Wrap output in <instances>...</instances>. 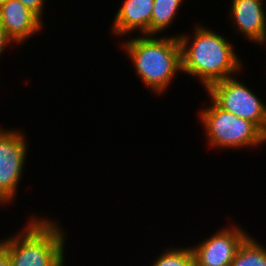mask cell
I'll list each match as a JSON object with an SVG mask.
<instances>
[{"label":"cell","instance_id":"cell-1","mask_svg":"<svg viewBox=\"0 0 266 266\" xmlns=\"http://www.w3.org/2000/svg\"><path fill=\"white\" fill-rule=\"evenodd\" d=\"M192 34L173 35L178 36L181 46L182 73L197 78L205 90L215 82L245 71L232 40H228L230 37L203 23L195 24Z\"/></svg>","mask_w":266,"mask_h":266},{"label":"cell","instance_id":"cell-2","mask_svg":"<svg viewBox=\"0 0 266 266\" xmlns=\"http://www.w3.org/2000/svg\"><path fill=\"white\" fill-rule=\"evenodd\" d=\"M124 38L121 51L129 57L135 76L158 97L182 72L181 46L175 35H133ZM136 36V37H135ZM161 36V37H160ZM163 93V94H162Z\"/></svg>","mask_w":266,"mask_h":266},{"label":"cell","instance_id":"cell-3","mask_svg":"<svg viewBox=\"0 0 266 266\" xmlns=\"http://www.w3.org/2000/svg\"><path fill=\"white\" fill-rule=\"evenodd\" d=\"M39 216H29L18 232L0 239L12 266H65L67 231L59 220Z\"/></svg>","mask_w":266,"mask_h":266},{"label":"cell","instance_id":"cell-4","mask_svg":"<svg viewBox=\"0 0 266 266\" xmlns=\"http://www.w3.org/2000/svg\"><path fill=\"white\" fill-rule=\"evenodd\" d=\"M198 112L206 142L212 149H255L266 143V134L253 122L219 108L211 99Z\"/></svg>","mask_w":266,"mask_h":266},{"label":"cell","instance_id":"cell-5","mask_svg":"<svg viewBox=\"0 0 266 266\" xmlns=\"http://www.w3.org/2000/svg\"><path fill=\"white\" fill-rule=\"evenodd\" d=\"M206 92L219 108L255 123L266 134V102L237 76L213 83Z\"/></svg>","mask_w":266,"mask_h":266},{"label":"cell","instance_id":"cell-6","mask_svg":"<svg viewBox=\"0 0 266 266\" xmlns=\"http://www.w3.org/2000/svg\"><path fill=\"white\" fill-rule=\"evenodd\" d=\"M17 128L0 127V204H13L25 172L28 137Z\"/></svg>","mask_w":266,"mask_h":266},{"label":"cell","instance_id":"cell-7","mask_svg":"<svg viewBox=\"0 0 266 266\" xmlns=\"http://www.w3.org/2000/svg\"><path fill=\"white\" fill-rule=\"evenodd\" d=\"M250 234L240 225L218 229L197 245H192L195 266H230L238 248Z\"/></svg>","mask_w":266,"mask_h":266},{"label":"cell","instance_id":"cell-8","mask_svg":"<svg viewBox=\"0 0 266 266\" xmlns=\"http://www.w3.org/2000/svg\"><path fill=\"white\" fill-rule=\"evenodd\" d=\"M231 24L236 33L244 36L256 46L266 47V6L265 0H230Z\"/></svg>","mask_w":266,"mask_h":266},{"label":"cell","instance_id":"cell-9","mask_svg":"<svg viewBox=\"0 0 266 266\" xmlns=\"http://www.w3.org/2000/svg\"><path fill=\"white\" fill-rule=\"evenodd\" d=\"M0 23L16 46L39 35L44 27V23L19 0H6L0 6Z\"/></svg>","mask_w":266,"mask_h":266},{"label":"cell","instance_id":"cell-10","mask_svg":"<svg viewBox=\"0 0 266 266\" xmlns=\"http://www.w3.org/2000/svg\"><path fill=\"white\" fill-rule=\"evenodd\" d=\"M114 15L110 33L124 39L136 31L139 35H151V16L154 0H123ZM123 37V38H122Z\"/></svg>","mask_w":266,"mask_h":266},{"label":"cell","instance_id":"cell-11","mask_svg":"<svg viewBox=\"0 0 266 266\" xmlns=\"http://www.w3.org/2000/svg\"><path fill=\"white\" fill-rule=\"evenodd\" d=\"M185 0H154L151 16V35H162L171 28ZM165 30V31H164Z\"/></svg>","mask_w":266,"mask_h":266},{"label":"cell","instance_id":"cell-12","mask_svg":"<svg viewBox=\"0 0 266 266\" xmlns=\"http://www.w3.org/2000/svg\"><path fill=\"white\" fill-rule=\"evenodd\" d=\"M230 266H266V246L250 234L238 248Z\"/></svg>","mask_w":266,"mask_h":266},{"label":"cell","instance_id":"cell-13","mask_svg":"<svg viewBox=\"0 0 266 266\" xmlns=\"http://www.w3.org/2000/svg\"><path fill=\"white\" fill-rule=\"evenodd\" d=\"M150 266H195L191 246L167 247Z\"/></svg>","mask_w":266,"mask_h":266},{"label":"cell","instance_id":"cell-14","mask_svg":"<svg viewBox=\"0 0 266 266\" xmlns=\"http://www.w3.org/2000/svg\"><path fill=\"white\" fill-rule=\"evenodd\" d=\"M27 9L32 11L44 23V11L48 0H19ZM46 2V3H45Z\"/></svg>","mask_w":266,"mask_h":266},{"label":"cell","instance_id":"cell-15","mask_svg":"<svg viewBox=\"0 0 266 266\" xmlns=\"http://www.w3.org/2000/svg\"><path fill=\"white\" fill-rule=\"evenodd\" d=\"M12 44L14 45L15 43L8 37L5 29L0 23V57L4 54V52L6 53V49Z\"/></svg>","mask_w":266,"mask_h":266},{"label":"cell","instance_id":"cell-16","mask_svg":"<svg viewBox=\"0 0 266 266\" xmlns=\"http://www.w3.org/2000/svg\"><path fill=\"white\" fill-rule=\"evenodd\" d=\"M0 266H12L8 252L0 245Z\"/></svg>","mask_w":266,"mask_h":266},{"label":"cell","instance_id":"cell-17","mask_svg":"<svg viewBox=\"0 0 266 266\" xmlns=\"http://www.w3.org/2000/svg\"><path fill=\"white\" fill-rule=\"evenodd\" d=\"M6 0H0V6L5 2Z\"/></svg>","mask_w":266,"mask_h":266}]
</instances>
